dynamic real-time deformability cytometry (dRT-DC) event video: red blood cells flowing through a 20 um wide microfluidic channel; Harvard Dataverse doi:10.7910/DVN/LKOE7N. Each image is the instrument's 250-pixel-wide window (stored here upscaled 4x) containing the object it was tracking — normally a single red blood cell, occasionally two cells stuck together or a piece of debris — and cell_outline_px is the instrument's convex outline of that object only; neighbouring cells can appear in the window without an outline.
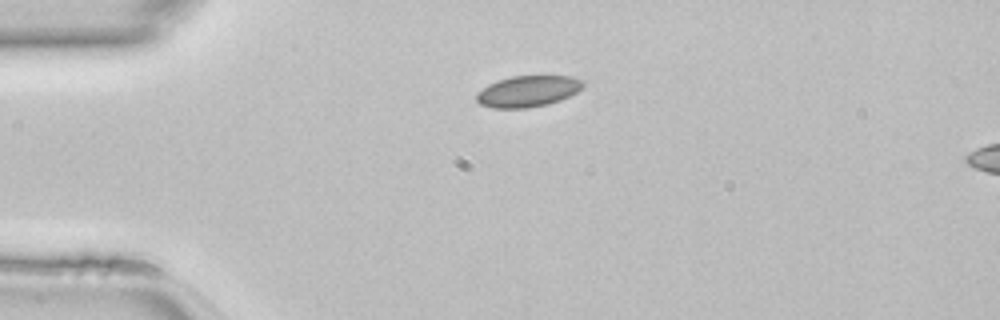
{"species": "common noctule bat (a hibernating species)", "species_latin": "Nyctalus noctula", "temperature_condition": "room temperature", "stored_images_in_passage": 37, "camera_frame_rate_fps": 3000, "um_per_image_px": 0.085, "animal": {"sex": "female", "body_mass_g": 22.7, "forearm_length_mm": 54.2}, "frame": {"image": 1, "passage_image": 1, "time_ms": 0.0, "image_size_px": [1000, 320], "cell_outline_px": [[584, 88], [560, 100], [548, 104], [528, 108], [492, 108], [480, 104], [476, 100], [476, 92], [488, 84], [496, 80], [512, 76], [572, 76], [584, 80]], "centroid_in_image_um": [44.86, 7.75], "position_along_channel_um": 40.1, "area_um2": 19.59}}
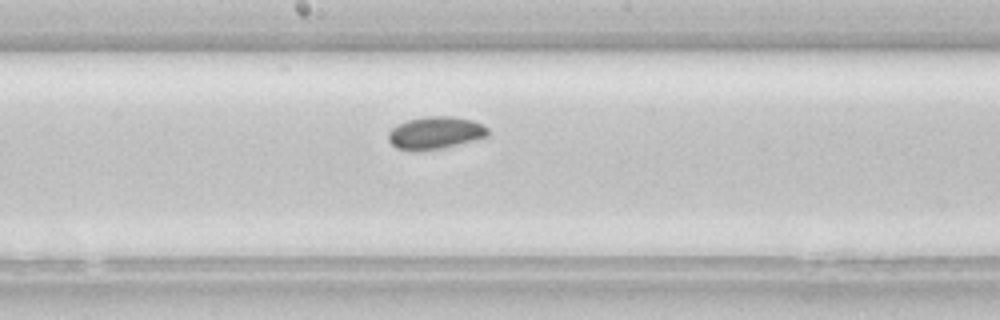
{"frame": {"image": 2, "passage_image": 15, "time_ms": 4.667, "image_size_px": [1000, 320], "cell_outline_px": [[488, 136], [444, 148], [412, 152], [396, 148], [388, 140], [388, 132], [392, 128], [408, 120], [424, 116], [452, 116], [472, 120], [488, 128]], "centroid_in_image_um": [36.97, 11.3], "position_along_channel_um": 211.2, "area_um2": 18.9}}
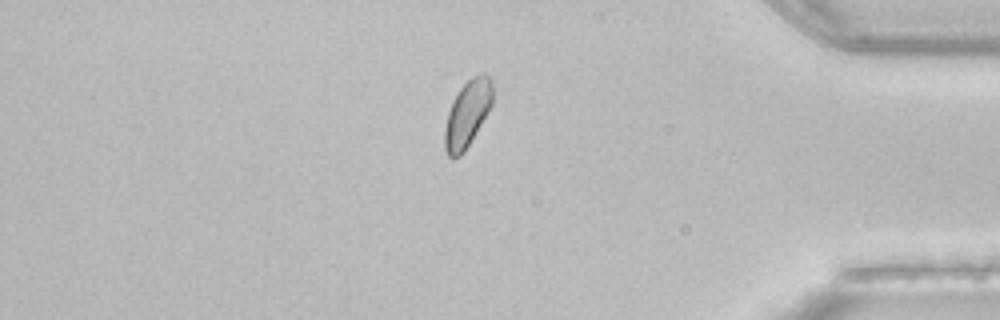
{"frame": {"image": 3, "passage_image": 30, "time_ms": 9.667, "image_size_px": [1000, 320], "cell_outline_px": [[492, 104], [488, 112], [464, 152], [460, 156], [448, 156], [444, 148], [444, 128], [448, 112], [452, 100], [460, 88], [472, 76], [488, 76], [492, 80]], "centroid_in_image_um": [39.7, 9.69], "position_along_channel_um": 395.5, "area_um2": 18.26}}